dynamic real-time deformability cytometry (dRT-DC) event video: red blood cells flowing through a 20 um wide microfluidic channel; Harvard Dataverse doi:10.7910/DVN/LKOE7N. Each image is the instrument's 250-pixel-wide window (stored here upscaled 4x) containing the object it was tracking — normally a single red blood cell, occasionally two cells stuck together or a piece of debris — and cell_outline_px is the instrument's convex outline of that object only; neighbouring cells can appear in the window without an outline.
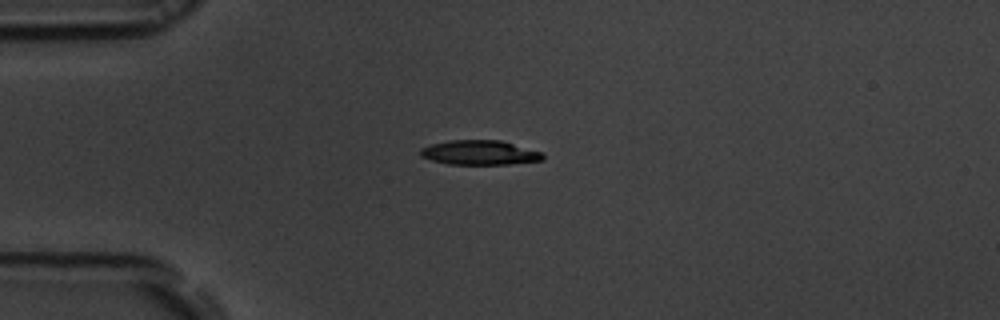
{"species": "common noctule bat (a hibernating species)", "species_latin": "Nyctalus noctula", "temperature_condition": "room temperature", "stored_images_in_passage": 47, "camera_frame_rate_fps": 3000, "um_per_image_px": 0.085, "animal": {"sex": "male", "body_mass_g": 19.5, "forearm_length_mm": 54.6}, "frame": {"image": 1, "passage_image": 11, "time_ms": 3.333, "image_size_px": [1000, 320], "cell_outline_px": [[544, 160], [508, 164], [448, 164], [432, 160], [420, 156], [420, 148], [432, 144], [448, 140], [500, 140], [540, 152], [544, 156]], "centroid_in_image_um": [40.73, 12.97], "position_along_channel_um": 44.3, "area_um2": 17.34}}
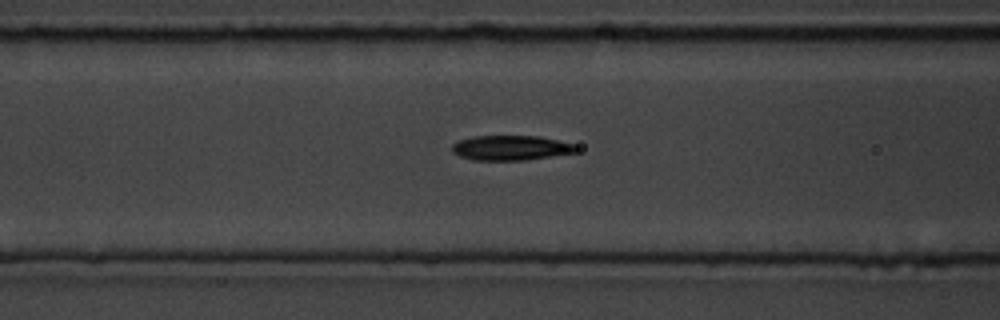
{"frame": {"image": 2, "passage_image": 19, "time_ms": 6.0, "image_size_px": [1000, 320], "cell_outline_px": [[580, 148], [576, 152], [524, 160], [472, 160], [460, 156], [452, 152], [452, 144], [460, 140], [472, 136], [540, 136], [576, 144]], "centroid_in_image_um": [43.44, 12.56], "position_along_channel_um": 123.2, "area_um2": 18.03}}
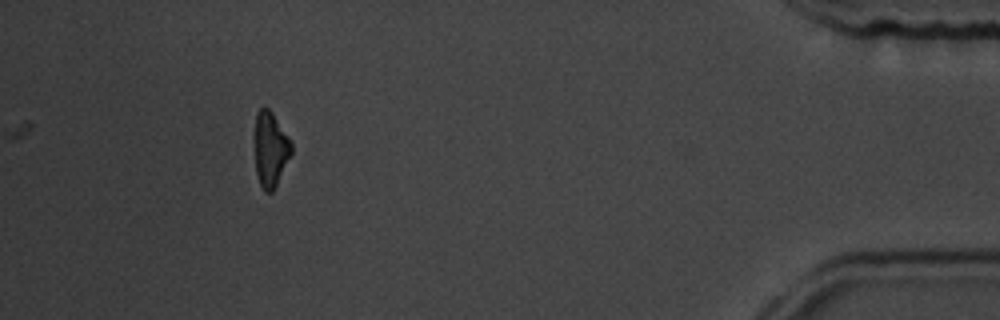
{"frame": {"image": 3, "passage_image": 47, "time_ms": 15.333, "image_size_px": [1000, 320], "cell_outline_px": [[292, 152], [272, 192], [264, 192], [260, 184], [256, 172], [252, 136], [256, 112], [260, 108], [268, 108], [272, 112], [292, 140]], "centroid_in_image_um": [22.94, 12.63], "position_along_channel_um": 412.3, "area_um2": 16.59}, "authors_computed_cell_mechanics": {"area_um2": 17.8602, "velocity_mm_per_s": 3.7539, "shape_relaxation_time_tau1_ms": 3.4682, "shape_relaxation_time_tau2_ms": 4.7971, "deformation_change_tau1": 0.122, "deformation_change_tau2": 0.1275}}